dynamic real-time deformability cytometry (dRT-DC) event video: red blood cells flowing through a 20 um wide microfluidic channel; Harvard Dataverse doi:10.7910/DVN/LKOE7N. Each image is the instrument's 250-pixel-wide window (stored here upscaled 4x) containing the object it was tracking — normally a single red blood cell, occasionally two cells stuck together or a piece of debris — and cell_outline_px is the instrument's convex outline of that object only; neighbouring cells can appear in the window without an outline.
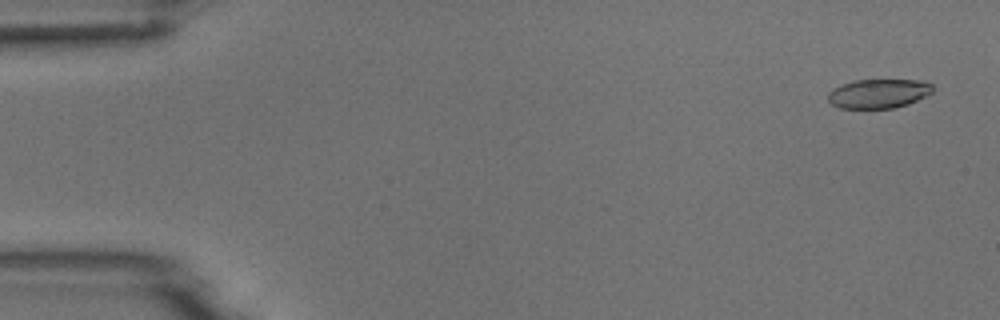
{"species": "common noctule bat (a hibernating species)", "species_latin": "Nyctalus noctula", "temperature_condition": "room temperature", "stored_images_in_passage": 4, "camera_frame_rate_fps": 3000, "um_per_image_px": 0.085, "animal": {"sex": "male", "body_mass_g": 18.8}, "frame": {"image": 1, "passage_image": 1, "time_ms": 0.0, "image_size_px": [1000, 320], "cell_outline_px": [[932, 92], [908, 104], [892, 108], [840, 108], [832, 104], [828, 100], [828, 92], [832, 88], [852, 80], [924, 80], [932, 84]], "centroid_in_image_um": [74.65, 7.94], "position_along_channel_um": 10.4, "area_um2": 17.8}}